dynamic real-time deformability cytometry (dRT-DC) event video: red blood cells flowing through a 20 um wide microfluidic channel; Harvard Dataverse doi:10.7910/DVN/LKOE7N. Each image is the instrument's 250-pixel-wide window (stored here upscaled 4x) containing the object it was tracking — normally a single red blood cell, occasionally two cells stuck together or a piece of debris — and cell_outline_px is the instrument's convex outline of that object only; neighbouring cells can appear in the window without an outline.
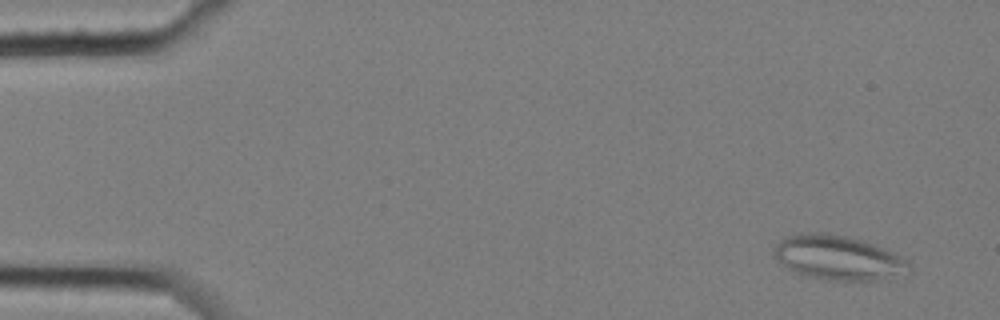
{"species": "common noctule bat (a hibernating species)", "species_latin": "Nyctalus noctula", "temperature_condition": "cold", "stored_images_in_passage": 2, "camera_frame_rate_fps": 3000, "um_per_image_px": 0.085, "animal": {"sex": "female", "body_mass_g": 25.1}, "frame": {"image": 1, "passage_image": 1, "time_ms": 0.0, "image_size_px": [1000, 320], "cell_outline_px": [[908, 264], [876, 280], [828, 280], [800, 276], [788, 268], [772, 256], [772, 248], [784, 236], [796, 232], [824, 232], [844, 236], [860, 240], [884, 248], [908, 260]], "centroid_in_image_um": [70.99, 21.86], "position_along_channel_um": 14.0, "area_um2": 34.22}}